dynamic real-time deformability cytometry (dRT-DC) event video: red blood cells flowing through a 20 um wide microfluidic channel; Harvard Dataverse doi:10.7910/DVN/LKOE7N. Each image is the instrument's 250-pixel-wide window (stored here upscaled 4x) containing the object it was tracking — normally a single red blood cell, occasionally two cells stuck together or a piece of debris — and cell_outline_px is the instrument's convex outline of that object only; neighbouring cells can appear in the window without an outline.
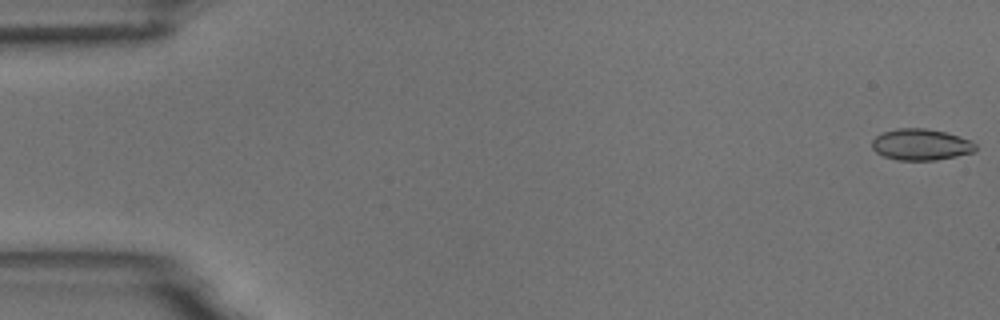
{"species": "common noctule bat (a hibernating species)", "species_latin": "Nyctalus noctula", "temperature_condition": "room temperature", "stored_images_in_passage": 14, "camera_frame_rate_fps": 3000, "um_per_image_px": 0.085, "animal": {"sex": "male", "body_mass_g": 18.8}, "frame": {"image": 1, "passage_image": 1, "time_ms": 0.0, "image_size_px": [1000, 320], "cell_outline_px": [[976, 148], [972, 152], [956, 156], [936, 160], [896, 160], [884, 156], [876, 152], [872, 148], [872, 140], [876, 136], [884, 132], [900, 128], [924, 128], [944, 132], [972, 140], [976, 144]], "centroid_in_image_um": [78.27, 12.29], "position_along_channel_um": 6.7, "area_um2": 18.79}}